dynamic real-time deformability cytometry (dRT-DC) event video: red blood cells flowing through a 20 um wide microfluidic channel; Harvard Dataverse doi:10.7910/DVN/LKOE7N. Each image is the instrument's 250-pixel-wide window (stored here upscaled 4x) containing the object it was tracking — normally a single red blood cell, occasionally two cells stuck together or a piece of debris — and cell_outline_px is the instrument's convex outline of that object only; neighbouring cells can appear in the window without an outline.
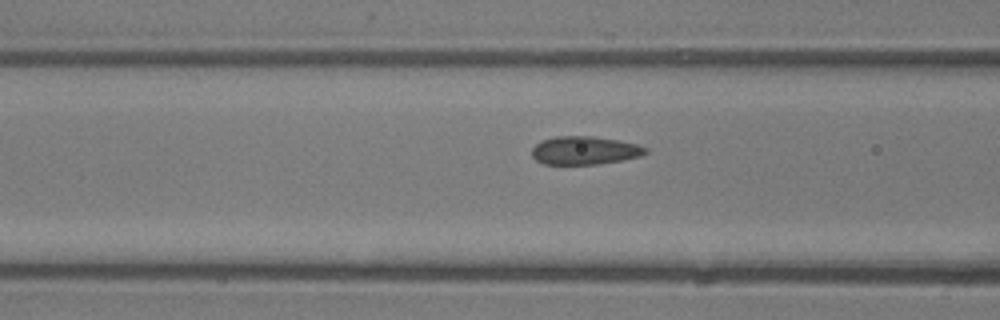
{"species": "common noctule bat (a hibernating species)", "species_latin": "Nyctalus noctula", "temperature_condition": "room temperature", "stored_images_in_passage": 6, "camera_frame_rate_fps": 3000, "um_per_image_px": 0.085, "animal": {"sex": "male", "body_mass_g": 13.3}, "frame": {"image": 1, "passage_image": 5, "time_ms": 4.667, "image_size_px": [1000, 320], "cell_outline_px": [[648, 152], [640, 156], [624, 160], [596, 164], [544, 164], [536, 160], [532, 156], [532, 148], [540, 140], [556, 136], [592, 136], [620, 140], [636, 144], [648, 148]], "centroid_in_image_um": [49.7, 12.78], "position_along_channel_um": 116.9, "area_um2": 18.84}}
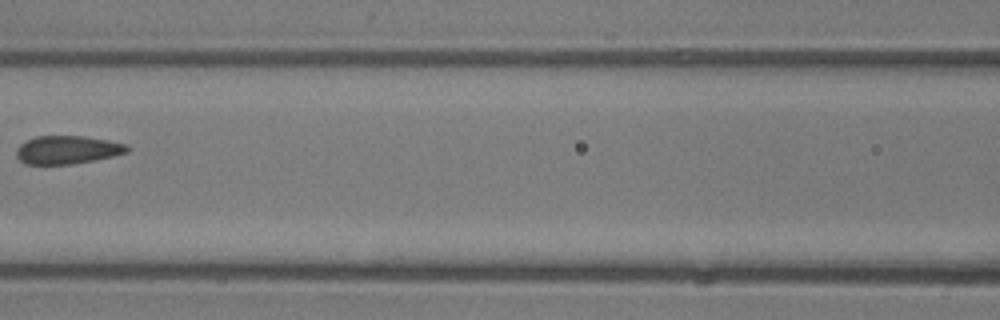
{"frame": {"image": 2, "passage_image": 6, "time_ms": 5.667, "image_size_px": [1000, 320], "cell_outline_px": [[132, 148], [128, 152], [112, 156], [72, 164], [24, 164], [16, 156], [16, 148], [20, 144], [36, 136], [84, 136], [108, 140], [128, 144]], "centroid_in_image_um": [5.74, 12.73], "position_along_channel_um": 160.9, "area_um2": 18.26}}